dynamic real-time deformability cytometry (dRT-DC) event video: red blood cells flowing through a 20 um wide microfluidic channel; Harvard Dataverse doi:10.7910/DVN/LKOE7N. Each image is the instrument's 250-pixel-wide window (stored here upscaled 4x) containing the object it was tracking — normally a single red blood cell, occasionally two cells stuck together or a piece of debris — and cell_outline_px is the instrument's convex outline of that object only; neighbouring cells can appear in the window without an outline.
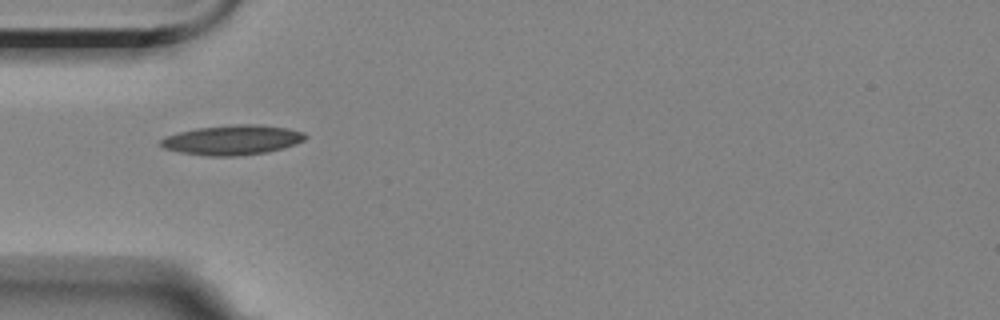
{"species": "Egyptian fruit bat (a non-hibernating species)", "species_latin": "Rousettus aegyptiacus", "temperature_condition": "room temperature", "stored_images_in_passage": 32, "camera_frame_rate_fps": 3000, "um_per_image_px": 0.085, "animal": {"sex": "female"}, "frame": {"image": 1, "passage_image": 1, "time_ms": 0.0, "image_size_px": [1000, 320], "cell_outline_px": [[308, 136], [304, 140], [296, 144], [284, 148], [268, 152], [240, 156], [204, 156], [180, 152], [164, 148], [160, 144], [160, 140], [164, 136], [196, 128], [236, 124], [260, 124], [288, 128], [304, 132]], "centroid_in_image_um": [19.78, 11.9], "position_along_channel_um": 65.2, "area_um2": 25.37}}
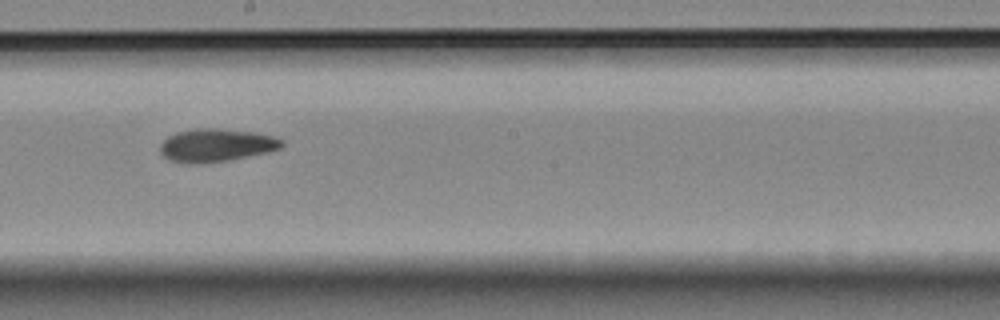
{"frame": {"image": 2, "passage_image": 15, "time_ms": 4.667, "image_size_px": [1000, 320], "cell_outline_px": [[284, 144], [280, 148], [268, 152], [228, 160], [192, 164], [184, 164], [168, 160], [160, 152], [160, 144], [168, 136], [176, 132], [196, 128], [216, 128], [252, 132], [272, 136], [284, 140]], "centroid_in_image_um": [18.34, 12.35], "position_along_channel_um": 229.9, "area_um2": 23.41}}
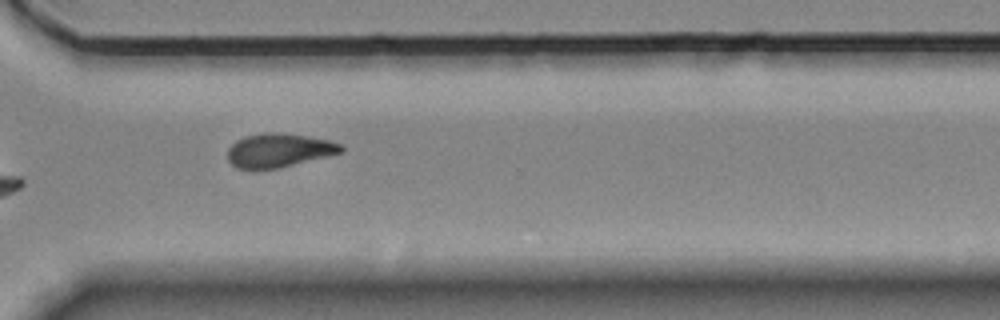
{"frame": {"image": 3, "passage_image": 25, "time_ms": 8.0, "image_size_px": [1000, 320], "cell_outline_px": [[344, 152], [280, 168], [236, 168], [228, 160], [228, 148], [236, 140], [244, 136], [264, 132], [284, 132], [328, 140], [340, 144], [344, 148]], "centroid_in_image_um": [23.71, 12.76], "position_along_channel_um": 346.9, "area_um2": 22.37}, "authors_computed_cell_mechanics": {"area_um2": 22.7154, "velocity_mm_per_s": 3.5184, "shape_relaxation_time_tau1_ms": 7.8012, "shape_relaxation_time_tau2_ms": 6.0932, "deformation_change_tau1": 0.1819, "deformation_change_tau2": 0.1248}}